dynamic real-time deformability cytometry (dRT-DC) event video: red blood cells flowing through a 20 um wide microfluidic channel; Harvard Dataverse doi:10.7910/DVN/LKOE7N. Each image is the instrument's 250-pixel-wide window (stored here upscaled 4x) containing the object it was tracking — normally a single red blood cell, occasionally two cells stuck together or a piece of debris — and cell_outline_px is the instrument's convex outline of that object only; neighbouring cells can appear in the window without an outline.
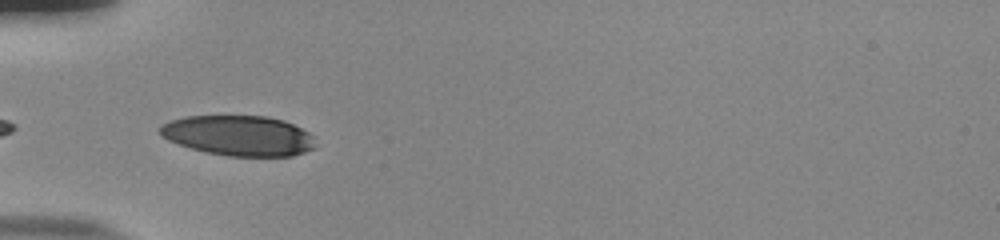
{"species": "human", "species_latin": "Homo sapiens", "temperature_condition": "room temperature", "stored_images_in_passage": 17, "camera_frame_rate_fps": 3000, "um_per_image_px": 0.085, "donor": {"sex": "male"}, "frame": {"image": 1, "passage_image": 1, "time_ms": 0.0, "image_size_px": [1000, 240], "cell_outline_px": [[316, 148], [292, 156], [228, 156], [208, 152], [192, 148], [168, 140], [160, 136], [156, 128], [160, 124], [184, 116], [268, 116], [284, 120], [308, 132], [312, 136]], "centroid_in_image_um": [20.26, 11.52], "position_along_channel_um": 64.7, "area_um2": 36.53}}
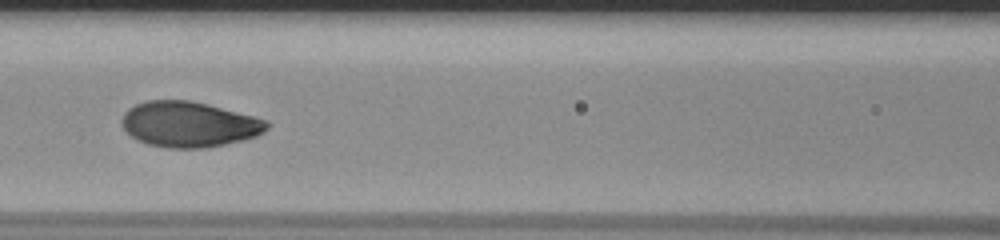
{"frame": {"image": 2, "passage_image": 8, "time_ms": 2.333, "image_size_px": [1000, 240], "cell_outline_px": [[272, 124], [264, 132], [256, 136], [224, 144], [204, 148], [168, 148], [148, 144], [132, 136], [120, 124], [120, 120], [124, 112], [128, 108], [136, 104], [148, 100], [188, 100], [208, 104], [268, 120]], "centroid_in_image_um": [16.07, 10.56], "position_along_channel_um": 150.5, "area_um2": 38.44}}